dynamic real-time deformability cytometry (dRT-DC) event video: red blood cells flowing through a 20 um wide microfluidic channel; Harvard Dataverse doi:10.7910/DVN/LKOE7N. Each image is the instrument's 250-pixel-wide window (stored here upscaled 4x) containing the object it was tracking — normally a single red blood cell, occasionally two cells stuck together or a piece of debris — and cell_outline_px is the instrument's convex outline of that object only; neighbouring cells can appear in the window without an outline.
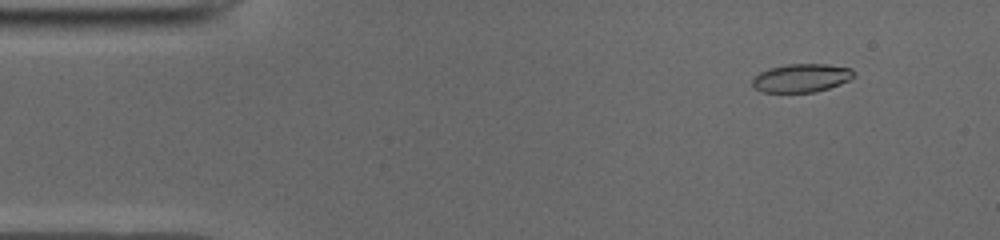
{"species": "common noctule bat (a hibernating species)", "species_latin": "Nyctalus noctula", "temperature_condition": "cold", "stored_images_in_passage": 50, "camera_frame_rate_fps": 3000, "um_per_image_px": 0.085, "animal": {"sex": "male", "body_mass_g": 19.0, "forearm_length_mm": 50.8}, "frame": {"image": 1, "passage_image": 5, "time_ms": 1.333, "image_size_px": [1000, 240], "cell_outline_px": [[856, 76], [840, 84], [816, 92], [764, 92], [756, 88], [752, 84], [752, 80], [760, 72], [768, 68], [788, 64], [828, 64], [852, 68], [856, 72]], "centroid_in_image_um": [68.17, 6.62], "position_along_channel_um": 16.8, "area_um2": 16.82}}
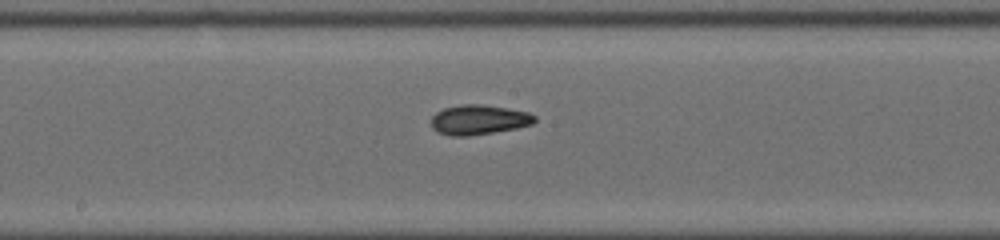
{"frame": {"image": 2, "passage_image": 26, "time_ms": 8.333, "image_size_px": [1000, 240], "cell_outline_px": [[536, 120], [532, 124], [516, 128], [468, 136], [452, 136], [436, 132], [432, 128], [432, 116], [436, 112], [444, 108], [464, 104], [480, 104], [508, 108], [528, 112], [536, 116]], "centroid_in_image_um": [40.69, 10.18], "position_along_channel_um": 207.5, "area_um2": 17.92}}
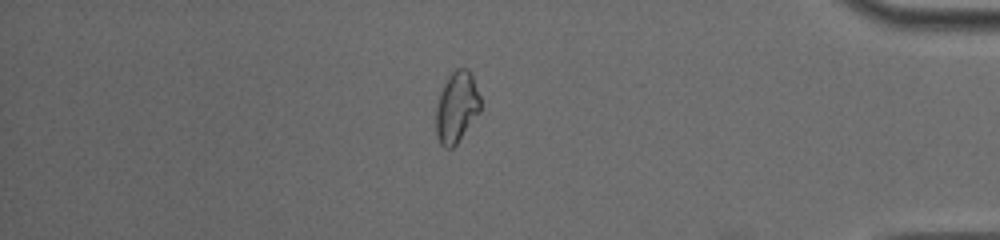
{"frame": {"image": 3, "passage_image": 43, "time_ms": 14.0, "image_size_px": [1000, 240], "cell_outline_px": [[480, 112], [456, 144], [452, 148], [444, 148], [440, 144], [436, 136], [436, 108], [444, 84], [448, 76], [456, 68], [468, 68], [472, 76], [480, 96]], "centroid_in_image_um": [38.81, 9.12], "position_along_channel_um": 396.4, "area_um2": 18.26}, "authors_computed_cell_mechanics": {"area_um2": 17.5423, "velocity_mm_per_s": 3.9655, "shape_relaxation_time_tau1_ms": 3.3237, "shape_relaxation_time_tau2_ms": 3.1915, "deformation_change_tau1": 0.1181, "deformation_change_tau2": 0.0836}}